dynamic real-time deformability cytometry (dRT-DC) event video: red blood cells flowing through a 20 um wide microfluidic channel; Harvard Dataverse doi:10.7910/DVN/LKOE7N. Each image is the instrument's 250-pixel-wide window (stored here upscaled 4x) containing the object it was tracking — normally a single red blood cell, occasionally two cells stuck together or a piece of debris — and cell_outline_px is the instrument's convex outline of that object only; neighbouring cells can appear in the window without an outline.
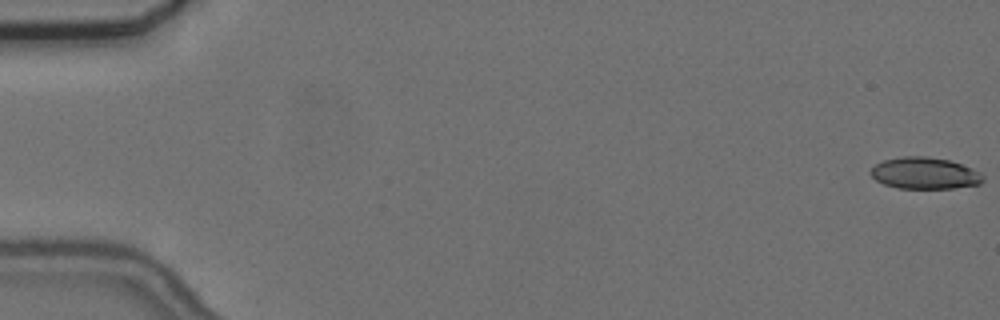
{"species": "common noctule bat (a hibernating species)", "species_latin": "Nyctalus noctula", "temperature_condition": "cold", "stored_images_in_passage": 58, "camera_frame_rate_fps": 3000, "um_per_image_px": 0.085, "animal": {"sex": "female", "body_mass_g": 24.6, "forearm_length_mm": 56.2}, "frame": {"image": 1, "passage_image": 1, "time_ms": 0.0, "image_size_px": [1000, 320], "cell_outline_px": [[984, 180], [980, 184], [952, 188], [900, 188], [884, 184], [876, 180], [868, 172], [876, 164], [884, 160], [904, 156], [928, 156], [948, 160], [972, 168], [980, 172], [984, 176]], "centroid_in_image_um": [78.6, 14.72], "position_along_channel_um": 6.4, "area_um2": 20.63}}
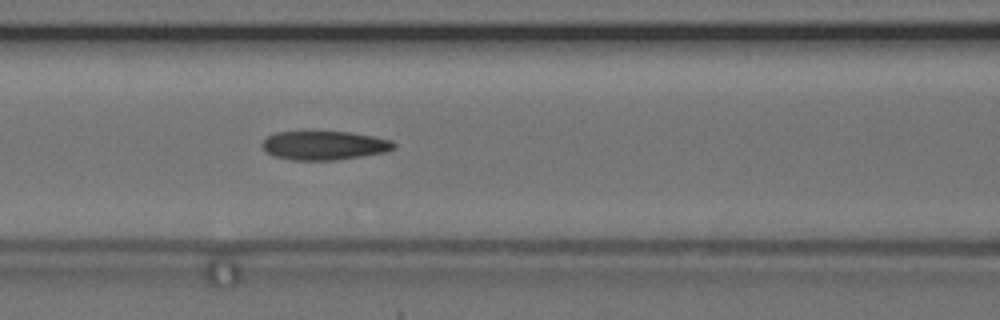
{"frame": {"image": 2, "passage_image": 25, "time_ms": 8.0, "image_size_px": [1000, 320], "cell_outline_px": [[396, 148], [384, 152], [336, 160], [292, 160], [272, 156], [260, 144], [268, 136], [276, 132], [348, 132], [372, 136], [392, 140], [396, 144]], "centroid_in_image_um": [27.56, 12.36], "position_along_channel_um": 139.0, "area_um2": 22.02}}
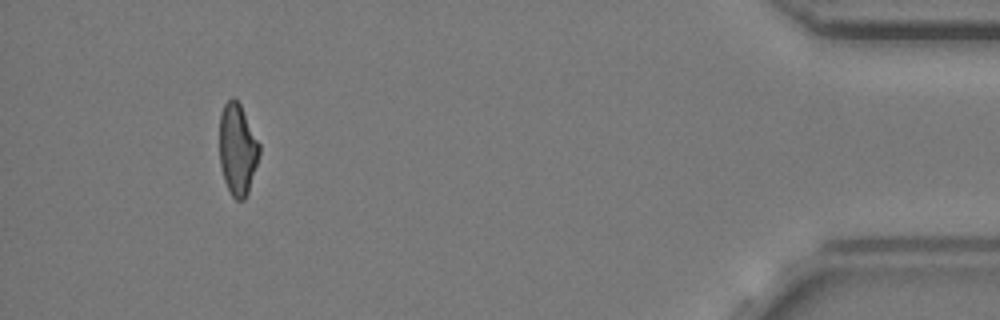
{"frame": {"image": 3, "passage_image": 53, "time_ms": 17.333, "image_size_px": [1000, 320], "cell_outline_px": [[260, 152], [248, 192], [244, 200], [236, 200], [232, 196], [224, 180], [220, 164], [220, 112], [224, 104], [232, 96], [240, 104], [260, 144]], "centroid_in_image_um": [20.18, 12.68], "position_along_channel_um": 415.0, "area_um2": 21.1}, "authors_computed_cell_mechanics": {"area_um2": 22.1374, "velocity_mm_per_s": 3.6681, "shape_relaxation_time_tau1_ms": null, "shape_relaxation_time_tau2_ms": 3.1763, "deformation_change_tau1": null, "deformation_change_tau2": 0.1211}}